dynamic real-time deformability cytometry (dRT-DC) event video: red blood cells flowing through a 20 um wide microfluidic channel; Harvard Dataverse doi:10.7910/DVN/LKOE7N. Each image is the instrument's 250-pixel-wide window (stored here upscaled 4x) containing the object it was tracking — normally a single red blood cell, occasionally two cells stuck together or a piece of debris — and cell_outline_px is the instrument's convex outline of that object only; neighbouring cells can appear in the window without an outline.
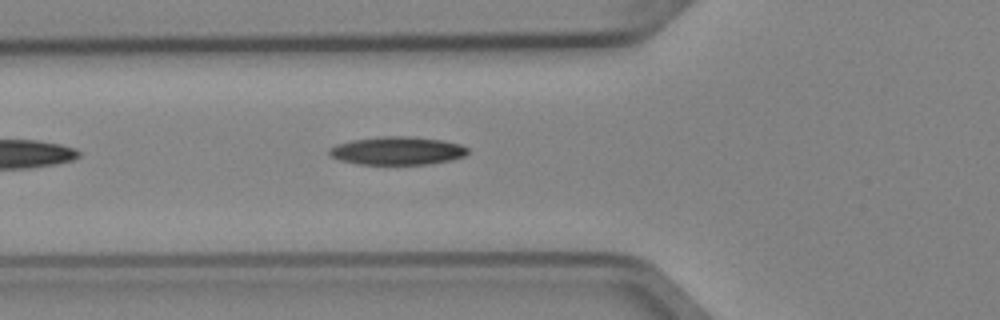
{"species": "Egyptian fruit bat (a non-hibernating species)", "species_latin": "Rousettus aegyptiacus", "temperature_condition": "cold", "stored_images_in_passage": 4, "camera_frame_rate_fps": 3000, "um_per_image_px": 0.085, "animal": {"sex": "female"}, "frame": {"image": 1, "passage_image": 4, "time_ms": 1.0, "image_size_px": [1000, 320], "cell_outline_px": [[468, 152], [464, 156], [448, 160], [428, 164], [360, 164], [340, 160], [332, 156], [328, 152], [328, 148], [336, 144], [352, 140], [380, 136], [408, 136], [444, 140], [460, 144], [468, 148]], "centroid_in_image_um": [33.76, 12.8], "position_along_channel_um": 92.0, "area_um2": 22.66}}